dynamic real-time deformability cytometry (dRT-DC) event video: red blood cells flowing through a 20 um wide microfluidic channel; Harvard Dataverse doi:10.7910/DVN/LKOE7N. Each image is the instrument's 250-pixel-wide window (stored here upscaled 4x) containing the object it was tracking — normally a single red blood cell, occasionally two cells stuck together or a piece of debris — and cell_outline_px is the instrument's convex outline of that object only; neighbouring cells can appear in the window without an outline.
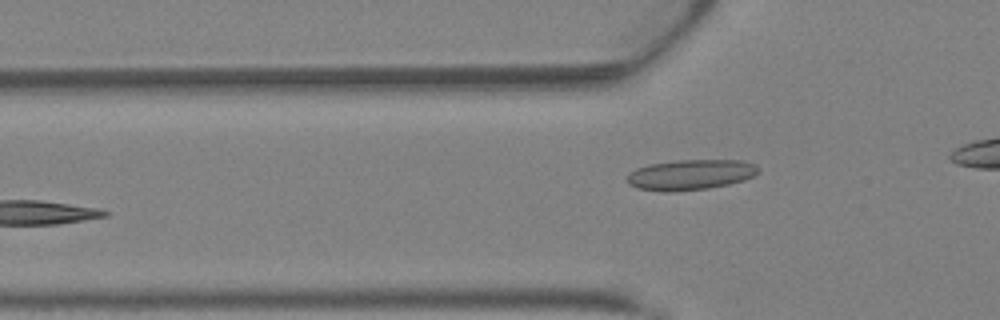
{"species": "Egyptian fruit bat (a non-hibernating species)", "species_latin": "Rousettus aegyptiacus", "temperature_condition": "warm", "stored_images_in_passage": 4, "camera_frame_rate_fps": 3000, "um_per_image_px": 0.085, "animal": {"sex": "female"}, "frame": {"image": 1, "passage_image": 2, "time_ms": 0.333, "image_size_px": [1000, 320], "cell_outline_px": [[760, 172], [744, 180], [728, 184], [708, 188], [676, 192], [660, 192], [636, 188], [628, 184], [628, 176], [636, 168], [652, 164], [676, 160], [744, 160], [756, 164]], "centroid_in_image_um": [58.71, 14.86], "position_along_channel_um": 67.1, "area_um2": 23.35}}